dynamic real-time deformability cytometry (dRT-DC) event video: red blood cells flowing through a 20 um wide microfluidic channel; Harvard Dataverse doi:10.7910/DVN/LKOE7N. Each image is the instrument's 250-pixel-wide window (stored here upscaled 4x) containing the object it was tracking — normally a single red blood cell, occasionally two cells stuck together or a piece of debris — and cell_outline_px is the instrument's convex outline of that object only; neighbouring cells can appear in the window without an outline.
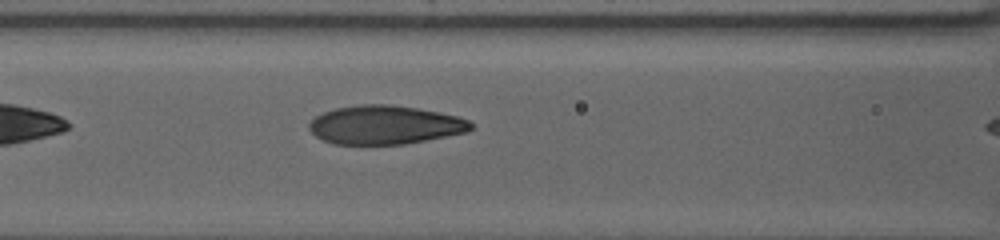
{"species": "human", "species_latin": "Homo sapiens", "temperature_condition": "warm", "stored_images_in_passage": 28, "camera_frame_rate_fps": 3000, "um_per_image_px": 0.085, "donor": {"sex": "female"}, "frame": {"image": 1, "passage_image": 8, "time_ms": 2.0, "image_size_px": [1000, 240], "cell_outline_px": [[472, 128], [468, 132], [404, 144], [332, 144], [316, 136], [308, 128], [308, 124], [316, 116], [324, 112], [336, 108], [360, 104], [392, 104], [416, 108], [456, 116], [468, 120], [472, 124]], "centroid_in_image_um": [32.7, 10.61], "position_along_channel_um": 133.9, "area_um2": 36.3}}
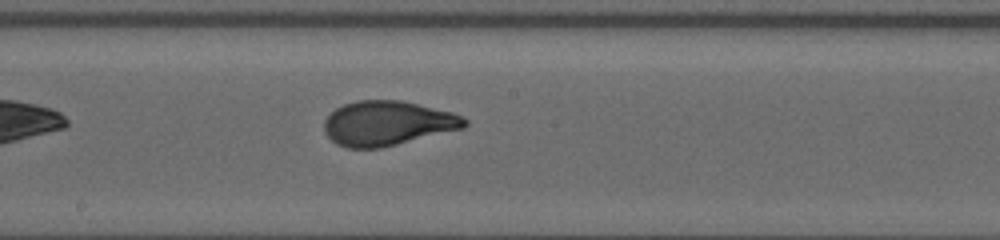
{"frame": {"image": 2, "passage_image": 18, "time_ms": 5.0, "image_size_px": [1000, 240], "cell_outline_px": [[468, 124], [464, 128], [380, 148], [348, 148], [336, 144], [324, 132], [324, 120], [336, 108], [344, 104], [356, 100], [400, 100], [452, 112], [468, 120]], "centroid_in_image_um": [32.92, 10.48], "position_along_channel_um": 215.3, "area_um2": 36.36}}
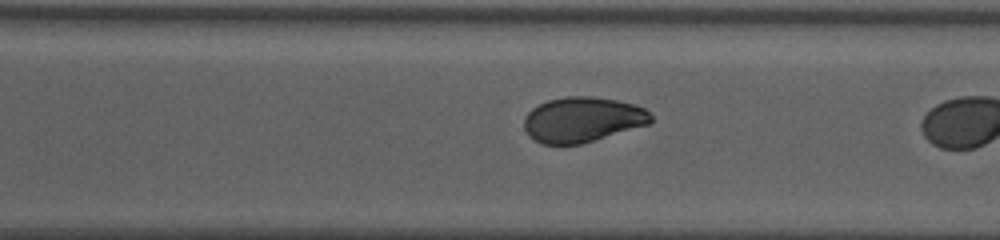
{"frame": {"image": 3, "passage_image": 27, "time_ms": 7.667, "image_size_px": [1000, 240], "cell_outline_px": [[652, 120], [648, 124], [580, 144], [544, 144], [536, 140], [524, 128], [524, 120], [528, 112], [532, 108], [548, 100], [568, 96], [592, 96], [616, 100], [636, 104], [644, 108], [652, 116]], "centroid_in_image_um": [49.52, 10.15], "position_along_channel_um": 321.1, "area_um2": 32.95}}